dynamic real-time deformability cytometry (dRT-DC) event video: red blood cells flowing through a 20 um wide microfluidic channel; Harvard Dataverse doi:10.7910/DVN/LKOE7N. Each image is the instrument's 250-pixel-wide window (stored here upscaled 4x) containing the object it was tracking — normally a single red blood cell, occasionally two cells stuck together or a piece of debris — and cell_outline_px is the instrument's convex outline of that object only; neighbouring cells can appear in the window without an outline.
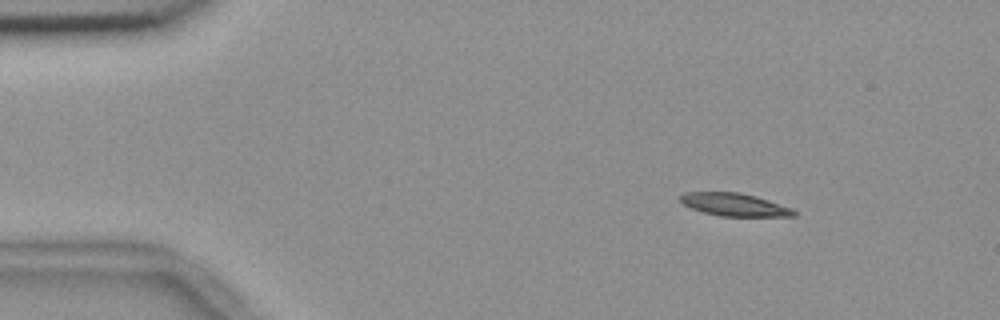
{"species": "common noctule bat (a hibernating species)", "species_latin": "Nyctalus noctula", "temperature_condition": "room temperature", "stored_images_in_passage": 49, "camera_frame_rate_fps": 3000, "um_per_image_px": 0.085, "animal": {"sex": "female", "body_mass_g": 18.4}, "frame": {"image": 1, "passage_image": 1, "time_ms": 0.0, "image_size_px": [1000, 320], "cell_outline_px": [[796, 216], [720, 216], [704, 212], [692, 208], [684, 204], [676, 196], [684, 192], [740, 192], [756, 196], [792, 208], [796, 212]], "centroid_in_image_um": [62.4, 17.38], "position_along_channel_um": 22.6, "area_um2": 15.09}}
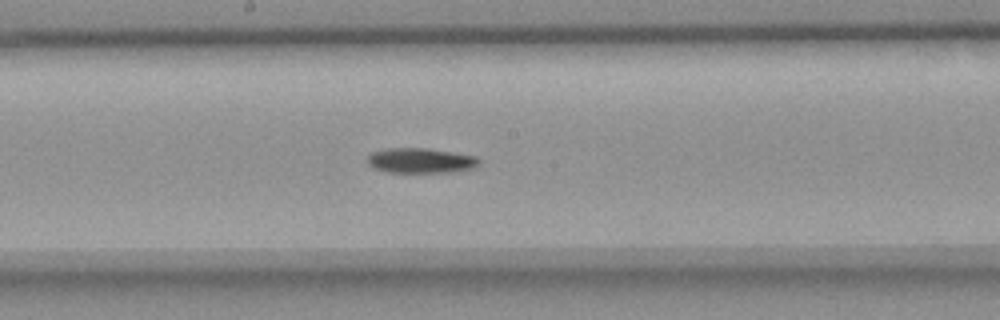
{"frame": {"image": 2, "passage_image": 23, "time_ms": 7.333, "image_size_px": [1000, 320], "cell_outline_px": [[480, 164], [476, 168], [460, 172], [388, 172], [376, 168], [368, 164], [368, 156], [372, 152], [388, 148], [428, 148], [476, 156], [480, 160]], "centroid_in_image_um": [35.83, 13.65], "position_along_channel_um": 212.4, "area_um2": 16.42}}
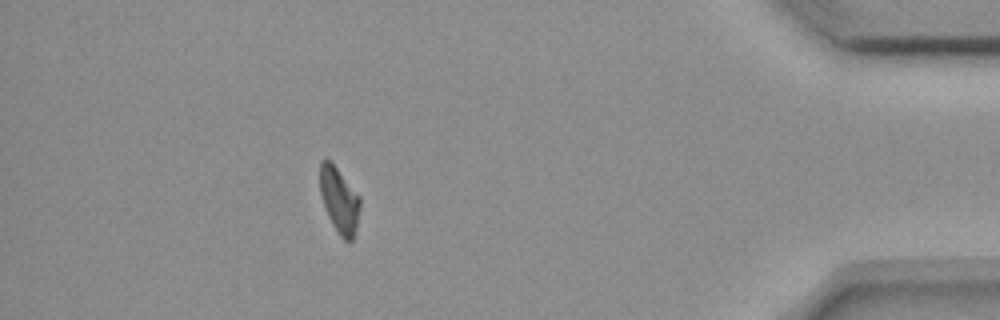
{"frame": {"image": 3, "passage_image": 43, "time_ms": 14.0, "image_size_px": [1000, 320], "cell_outline_px": [[360, 208], [356, 228], [352, 240], [344, 240], [340, 236], [332, 224], [328, 216], [320, 192], [320, 160], [332, 160], [360, 196]], "centroid_in_image_um": [28.84, 16.97], "position_along_channel_um": 406.4, "area_um2": 15.37}, "authors_computed_cell_mechanics": {"area_um2": 16.1262, "velocity_mm_per_s": 3.6639, "shape_relaxation_time_tau1_ms": 9.984, "shape_relaxation_time_tau2_ms": null, "deformation_change_tau1": 0.214, "deformation_change_tau2": null}}